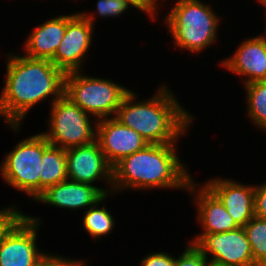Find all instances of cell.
I'll list each match as a JSON object with an SVG mask.
<instances>
[{"mask_svg":"<svg viewBox=\"0 0 266 266\" xmlns=\"http://www.w3.org/2000/svg\"><path fill=\"white\" fill-rule=\"evenodd\" d=\"M6 82L0 97V115L14 130L27 112L43 99L64 95L65 73L50 60L27 56L8 57Z\"/></svg>","mask_w":266,"mask_h":266,"instance_id":"obj_1","label":"cell"},{"mask_svg":"<svg viewBox=\"0 0 266 266\" xmlns=\"http://www.w3.org/2000/svg\"><path fill=\"white\" fill-rule=\"evenodd\" d=\"M197 192L198 220L204 228L203 233H223L239 228L225 206L205 185Z\"/></svg>","mask_w":266,"mask_h":266,"instance_id":"obj_17","label":"cell"},{"mask_svg":"<svg viewBox=\"0 0 266 266\" xmlns=\"http://www.w3.org/2000/svg\"><path fill=\"white\" fill-rule=\"evenodd\" d=\"M130 4L124 0H98L97 12L102 17L121 15Z\"/></svg>","mask_w":266,"mask_h":266,"instance_id":"obj_23","label":"cell"},{"mask_svg":"<svg viewBox=\"0 0 266 266\" xmlns=\"http://www.w3.org/2000/svg\"><path fill=\"white\" fill-rule=\"evenodd\" d=\"M136 93L129 91L114 116L140 134L149 144H172L184 134L192 116L174 98L166 86L148 101L134 102Z\"/></svg>","mask_w":266,"mask_h":266,"instance_id":"obj_3","label":"cell"},{"mask_svg":"<svg viewBox=\"0 0 266 266\" xmlns=\"http://www.w3.org/2000/svg\"><path fill=\"white\" fill-rule=\"evenodd\" d=\"M193 244L209 262L220 266H256L250 243L243 227L223 233H201ZM208 252V253H207Z\"/></svg>","mask_w":266,"mask_h":266,"instance_id":"obj_8","label":"cell"},{"mask_svg":"<svg viewBox=\"0 0 266 266\" xmlns=\"http://www.w3.org/2000/svg\"><path fill=\"white\" fill-rule=\"evenodd\" d=\"M258 1H260L261 2V4H263V6H265L266 7V2L264 1V0H258ZM266 30V29H265ZM266 33V32H265Z\"/></svg>","mask_w":266,"mask_h":266,"instance_id":"obj_29","label":"cell"},{"mask_svg":"<svg viewBox=\"0 0 266 266\" xmlns=\"http://www.w3.org/2000/svg\"><path fill=\"white\" fill-rule=\"evenodd\" d=\"M39 220L24 215L0 244V266H37L46 256L37 250Z\"/></svg>","mask_w":266,"mask_h":266,"instance_id":"obj_9","label":"cell"},{"mask_svg":"<svg viewBox=\"0 0 266 266\" xmlns=\"http://www.w3.org/2000/svg\"><path fill=\"white\" fill-rule=\"evenodd\" d=\"M166 21L179 48L201 52L217 38L218 16L199 0H178Z\"/></svg>","mask_w":266,"mask_h":266,"instance_id":"obj_4","label":"cell"},{"mask_svg":"<svg viewBox=\"0 0 266 266\" xmlns=\"http://www.w3.org/2000/svg\"><path fill=\"white\" fill-rule=\"evenodd\" d=\"M80 72L81 69L65 75L64 95L84 112L99 119L116 115L130 90L111 80L83 76Z\"/></svg>","mask_w":266,"mask_h":266,"instance_id":"obj_5","label":"cell"},{"mask_svg":"<svg viewBox=\"0 0 266 266\" xmlns=\"http://www.w3.org/2000/svg\"><path fill=\"white\" fill-rule=\"evenodd\" d=\"M51 109L49 132L41 133L51 145L66 150L96 140L97 131L90 125L89 114L65 95L52 102Z\"/></svg>","mask_w":266,"mask_h":266,"instance_id":"obj_7","label":"cell"},{"mask_svg":"<svg viewBox=\"0 0 266 266\" xmlns=\"http://www.w3.org/2000/svg\"><path fill=\"white\" fill-rule=\"evenodd\" d=\"M205 186L221 201L239 227H244L255 216V186L220 178L212 179Z\"/></svg>","mask_w":266,"mask_h":266,"instance_id":"obj_14","label":"cell"},{"mask_svg":"<svg viewBox=\"0 0 266 266\" xmlns=\"http://www.w3.org/2000/svg\"><path fill=\"white\" fill-rule=\"evenodd\" d=\"M96 140L108 164L113 168L123 158L144 149L149 143L136 131L115 117L99 119Z\"/></svg>","mask_w":266,"mask_h":266,"instance_id":"obj_11","label":"cell"},{"mask_svg":"<svg viewBox=\"0 0 266 266\" xmlns=\"http://www.w3.org/2000/svg\"><path fill=\"white\" fill-rule=\"evenodd\" d=\"M175 258L167 253H152L145 256L141 261V266H174Z\"/></svg>","mask_w":266,"mask_h":266,"instance_id":"obj_25","label":"cell"},{"mask_svg":"<svg viewBox=\"0 0 266 266\" xmlns=\"http://www.w3.org/2000/svg\"><path fill=\"white\" fill-rule=\"evenodd\" d=\"M127 1L132 7H135L145 13H149L150 18L155 19L156 0H124Z\"/></svg>","mask_w":266,"mask_h":266,"instance_id":"obj_27","label":"cell"},{"mask_svg":"<svg viewBox=\"0 0 266 266\" xmlns=\"http://www.w3.org/2000/svg\"><path fill=\"white\" fill-rule=\"evenodd\" d=\"M67 15L57 16L34 29L25 43V55L34 59L52 60L62 41Z\"/></svg>","mask_w":266,"mask_h":266,"instance_id":"obj_16","label":"cell"},{"mask_svg":"<svg viewBox=\"0 0 266 266\" xmlns=\"http://www.w3.org/2000/svg\"><path fill=\"white\" fill-rule=\"evenodd\" d=\"M94 16L86 13L67 16L66 31L51 62L65 74L78 72L92 42Z\"/></svg>","mask_w":266,"mask_h":266,"instance_id":"obj_10","label":"cell"},{"mask_svg":"<svg viewBox=\"0 0 266 266\" xmlns=\"http://www.w3.org/2000/svg\"><path fill=\"white\" fill-rule=\"evenodd\" d=\"M254 214L256 217L266 220V182L259 187L255 185Z\"/></svg>","mask_w":266,"mask_h":266,"instance_id":"obj_24","label":"cell"},{"mask_svg":"<svg viewBox=\"0 0 266 266\" xmlns=\"http://www.w3.org/2000/svg\"><path fill=\"white\" fill-rule=\"evenodd\" d=\"M67 178L90 184L102 177L112 187V167L108 164L99 142L66 149Z\"/></svg>","mask_w":266,"mask_h":266,"instance_id":"obj_12","label":"cell"},{"mask_svg":"<svg viewBox=\"0 0 266 266\" xmlns=\"http://www.w3.org/2000/svg\"><path fill=\"white\" fill-rule=\"evenodd\" d=\"M244 85L247 91L249 117L255 125L266 131V80Z\"/></svg>","mask_w":266,"mask_h":266,"instance_id":"obj_19","label":"cell"},{"mask_svg":"<svg viewBox=\"0 0 266 266\" xmlns=\"http://www.w3.org/2000/svg\"><path fill=\"white\" fill-rule=\"evenodd\" d=\"M243 228L255 265L266 263V220L254 216Z\"/></svg>","mask_w":266,"mask_h":266,"instance_id":"obj_20","label":"cell"},{"mask_svg":"<svg viewBox=\"0 0 266 266\" xmlns=\"http://www.w3.org/2000/svg\"><path fill=\"white\" fill-rule=\"evenodd\" d=\"M257 266H266V263H263V264H260V265H257Z\"/></svg>","mask_w":266,"mask_h":266,"instance_id":"obj_30","label":"cell"},{"mask_svg":"<svg viewBox=\"0 0 266 266\" xmlns=\"http://www.w3.org/2000/svg\"><path fill=\"white\" fill-rule=\"evenodd\" d=\"M184 166L176 154L175 143L148 144L112 168L111 189L173 187L194 192L196 184Z\"/></svg>","mask_w":266,"mask_h":266,"instance_id":"obj_2","label":"cell"},{"mask_svg":"<svg viewBox=\"0 0 266 266\" xmlns=\"http://www.w3.org/2000/svg\"><path fill=\"white\" fill-rule=\"evenodd\" d=\"M37 266H86V264L81 261H76L72 259H65L63 257L46 254V256L39 262Z\"/></svg>","mask_w":266,"mask_h":266,"instance_id":"obj_26","label":"cell"},{"mask_svg":"<svg viewBox=\"0 0 266 266\" xmlns=\"http://www.w3.org/2000/svg\"><path fill=\"white\" fill-rule=\"evenodd\" d=\"M185 252L175 259L174 266H206L209 261L193 244L186 247Z\"/></svg>","mask_w":266,"mask_h":266,"instance_id":"obj_22","label":"cell"},{"mask_svg":"<svg viewBox=\"0 0 266 266\" xmlns=\"http://www.w3.org/2000/svg\"><path fill=\"white\" fill-rule=\"evenodd\" d=\"M206 266H220V265L208 262V264Z\"/></svg>","mask_w":266,"mask_h":266,"instance_id":"obj_28","label":"cell"},{"mask_svg":"<svg viewBox=\"0 0 266 266\" xmlns=\"http://www.w3.org/2000/svg\"><path fill=\"white\" fill-rule=\"evenodd\" d=\"M222 66L248 77L245 84L266 80V34L245 40Z\"/></svg>","mask_w":266,"mask_h":266,"instance_id":"obj_15","label":"cell"},{"mask_svg":"<svg viewBox=\"0 0 266 266\" xmlns=\"http://www.w3.org/2000/svg\"><path fill=\"white\" fill-rule=\"evenodd\" d=\"M39 175V195L48 187L67 180L66 150L50 145L43 153Z\"/></svg>","mask_w":266,"mask_h":266,"instance_id":"obj_18","label":"cell"},{"mask_svg":"<svg viewBox=\"0 0 266 266\" xmlns=\"http://www.w3.org/2000/svg\"><path fill=\"white\" fill-rule=\"evenodd\" d=\"M107 192L94 185L67 179L48 187L35 200L59 208L79 209L102 203L107 198L106 195H109Z\"/></svg>","mask_w":266,"mask_h":266,"instance_id":"obj_13","label":"cell"},{"mask_svg":"<svg viewBox=\"0 0 266 266\" xmlns=\"http://www.w3.org/2000/svg\"><path fill=\"white\" fill-rule=\"evenodd\" d=\"M50 145L41 133L19 142L13 151L7 153L0 167L1 175L7 184L35 200L39 196L41 160Z\"/></svg>","mask_w":266,"mask_h":266,"instance_id":"obj_6","label":"cell"},{"mask_svg":"<svg viewBox=\"0 0 266 266\" xmlns=\"http://www.w3.org/2000/svg\"><path fill=\"white\" fill-rule=\"evenodd\" d=\"M97 205L89 207L84 213L83 227L93 237L107 235L114 227V219L105 207L97 208Z\"/></svg>","mask_w":266,"mask_h":266,"instance_id":"obj_21","label":"cell"}]
</instances>
